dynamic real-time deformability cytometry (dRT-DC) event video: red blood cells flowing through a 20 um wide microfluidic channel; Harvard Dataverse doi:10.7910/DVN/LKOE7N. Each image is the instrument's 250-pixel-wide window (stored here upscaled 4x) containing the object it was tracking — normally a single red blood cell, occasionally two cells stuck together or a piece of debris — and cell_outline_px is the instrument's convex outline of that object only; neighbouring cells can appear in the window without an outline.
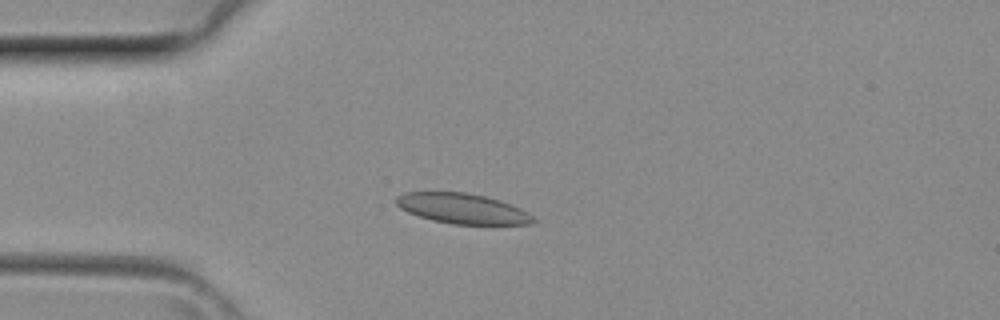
{"species": "common noctule bat (a hibernating species)", "species_latin": "Nyctalus noctula", "temperature_condition": "room temperature", "stored_images_in_passage": 3, "camera_frame_rate_fps": 3000, "um_per_image_px": 0.085, "animal": {"sex": "female", "body_mass_g": 29.2, "forearm_length_mm": 56.3}, "frame": {"image": 1, "passage_image": 3, "time_ms": 0.667, "image_size_px": [1000, 320], "cell_outline_px": [[536, 220], [532, 224], [452, 224], [432, 220], [408, 212], [400, 208], [396, 204], [396, 196], [404, 192], [464, 192], [484, 196], [500, 200], [520, 208], [532, 216]], "centroid_in_image_um": [39.28, 17.72], "position_along_channel_um": 45.7, "area_um2": 23.99}}